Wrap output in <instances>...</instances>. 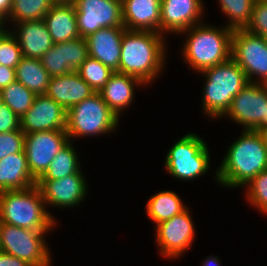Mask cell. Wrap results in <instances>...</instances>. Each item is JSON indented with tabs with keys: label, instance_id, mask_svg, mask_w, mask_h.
I'll use <instances>...</instances> for the list:
<instances>
[{
	"label": "cell",
	"instance_id": "cell-12",
	"mask_svg": "<svg viewBox=\"0 0 267 266\" xmlns=\"http://www.w3.org/2000/svg\"><path fill=\"white\" fill-rule=\"evenodd\" d=\"M66 130H50L25 134L24 152L31 175L38 180L51 161L69 142Z\"/></svg>",
	"mask_w": 267,
	"mask_h": 266
},
{
	"label": "cell",
	"instance_id": "cell-23",
	"mask_svg": "<svg viewBox=\"0 0 267 266\" xmlns=\"http://www.w3.org/2000/svg\"><path fill=\"white\" fill-rule=\"evenodd\" d=\"M138 85L144 87L146 84L135 76L115 71L98 93L119 118L134 101V88Z\"/></svg>",
	"mask_w": 267,
	"mask_h": 266
},
{
	"label": "cell",
	"instance_id": "cell-36",
	"mask_svg": "<svg viewBox=\"0 0 267 266\" xmlns=\"http://www.w3.org/2000/svg\"><path fill=\"white\" fill-rule=\"evenodd\" d=\"M20 129V118L4 103H0V133Z\"/></svg>",
	"mask_w": 267,
	"mask_h": 266
},
{
	"label": "cell",
	"instance_id": "cell-19",
	"mask_svg": "<svg viewBox=\"0 0 267 266\" xmlns=\"http://www.w3.org/2000/svg\"><path fill=\"white\" fill-rule=\"evenodd\" d=\"M127 30L161 33V0H121Z\"/></svg>",
	"mask_w": 267,
	"mask_h": 266
},
{
	"label": "cell",
	"instance_id": "cell-32",
	"mask_svg": "<svg viewBox=\"0 0 267 266\" xmlns=\"http://www.w3.org/2000/svg\"><path fill=\"white\" fill-rule=\"evenodd\" d=\"M245 187L247 202L267 214V170L260 172Z\"/></svg>",
	"mask_w": 267,
	"mask_h": 266
},
{
	"label": "cell",
	"instance_id": "cell-15",
	"mask_svg": "<svg viewBox=\"0 0 267 266\" xmlns=\"http://www.w3.org/2000/svg\"><path fill=\"white\" fill-rule=\"evenodd\" d=\"M36 185L48 207L60 208L79 205L85 199L88 187L82 170L57 180H37Z\"/></svg>",
	"mask_w": 267,
	"mask_h": 266
},
{
	"label": "cell",
	"instance_id": "cell-11",
	"mask_svg": "<svg viewBox=\"0 0 267 266\" xmlns=\"http://www.w3.org/2000/svg\"><path fill=\"white\" fill-rule=\"evenodd\" d=\"M80 37L104 27H124L121 0H72Z\"/></svg>",
	"mask_w": 267,
	"mask_h": 266
},
{
	"label": "cell",
	"instance_id": "cell-29",
	"mask_svg": "<svg viewBox=\"0 0 267 266\" xmlns=\"http://www.w3.org/2000/svg\"><path fill=\"white\" fill-rule=\"evenodd\" d=\"M36 96L18 81L10 83L1 90L2 103L6 104L19 118L30 109Z\"/></svg>",
	"mask_w": 267,
	"mask_h": 266
},
{
	"label": "cell",
	"instance_id": "cell-13",
	"mask_svg": "<svg viewBox=\"0 0 267 266\" xmlns=\"http://www.w3.org/2000/svg\"><path fill=\"white\" fill-rule=\"evenodd\" d=\"M187 208L171 219L157 224L156 242L163 257L175 259L182 256L194 243L195 228Z\"/></svg>",
	"mask_w": 267,
	"mask_h": 266
},
{
	"label": "cell",
	"instance_id": "cell-30",
	"mask_svg": "<svg viewBox=\"0 0 267 266\" xmlns=\"http://www.w3.org/2000/svg\"><path fill=\"white\" fill-rule=\"evenodd\" d=\"M222 12L229 18L226 26L232 30L245 29L250 22L255 0H218Z\"/></svg>",
	"mask_w": 267,
	"mask_h": 266
},
{
	"label": "cell",
	"instance_id": "cell-28",
	"mask_svg": "<svg viewBox=\"0 0 267 266\" xmlns=\"http://www.w3.org/2000/svg\"><path fill=\"white\" fill-rule=\"evenodd\" d=\"M54 3V0H12L9 17L4 23L42 20Z\"/></svg>",
	"mask_w": 267,
	"mask_h": 266
},
{
	"label": "cell",
	"instance_id": "cell-3",
	"mask_svg": "<svg viewBox=\"0 0 267 266\" xmlns=\"http://www.w3.org/2000/svg\"><path fill=\"white\" fill-rule=\"evenodd\" d=\"M233 32L226 25L219 29L204 22L183 31L188 36L182 48L184 62L200 73L228 61Z\"/></svg>",
	"mask_w": 267,
	"mask_h": 266
},
{
	"label": "cell",
	"instance_id": "cell-34",
	"mask_svg": "<svg viewBox=\"0 0 267 266\" xmlns=\"http://www.w3.org/2000/svg\"><path fill=\"white\" fill-rule=\"evenodd\" d=\"M247 31L267 37V0H255Z\"/></svg>",
	"mask_w": 267,
	"mask_h": 266
},
{
	"label": "cell",
	"instance_id": "cell-20",
	"mask_svg": "<svg viewBox=\"0 0 267 266\" xmlns=\"http://www.w3.org/2000/svg\"><path fill=\"white\" fill-rule=\"evenodd\" d=\"M94 93L96 92L80 77L79 73L73 71L51 77L45 94L68 111L72 106L91 97Z\"/></svg>",
	"mask_w": 267,
	"mask_h": 266
},
{
	"label": "cell",
	"instance_id": "cell-4",
	"mask_svg": "<svg viewBox=\"0 0 267 266\" xmlns=\"http://www.w3.org/2000/svg\"><path fill=\"white\" fill-rule=\"evenodd\" d=\"M39 187L0 192V221L31 230H52L57 224Z\"/></svg>",
	"mask_w": 267,
	"mask_h": 266
},
{
	"label": "cell",
	"instance_id": "cell-18",
	"mask_svg": "<svg viewBox=\"0 0 267 266\" xmlns=\"http://www.w3.org/2000/svg\"><path fill=\"white\" fill-rule=\"evenodd\" d=\"M125 30V27H104L88 35L85 39L89 56L119 72L121 43Z\"/></svg>",
	"mask_w": 267,
	"mask_h": 266
},
{
	"label": "cell",
	"instance_id": "cell-2",
	"mask_svg": "<svg viewBox=\"0 0 267 266\" xmlns=\"http://www.w3.org/2000/svg\"><path fill=\"white\" fill-rule=\"evenodd\" d=\"M165 36L153 31L125 30L121 43L119 72L152 83L165 66Z\"/></svg>",
	"mask_w": 267,
	"mask_h": 266
},
{
	"label": "cell",
	"instance_id": "cell-22",
	"mask_svg": "<svg viewBox=\"0 0 267 266\" xmlns=\"http://www.w3.org/2000/svg\"><path fill=\"white\" fill-rule=\"evenodd\" d=\"M54 44L80 37L72 1L55 2L43 18Z\"/></svg>",
	"mask_w": 267,
	"mask_h": 266
},
{
	"label": "cell",
	"instance_id": "cell-1",
	"mask_svg": "<svg viewBox=\"0 0 267 266\" xmlns=\"http://www.w3.org/2000/svg\"><path fill=\"white\" fill-rule=\"evenodd\" d=\"M264 170H267V149L261 133L242 130L240 137L228 147L214 177L226 188H241Z\"/></svg>",
	"mask_w": 267,
	"mask_h": 266
},
{
	"label": "cell",
	"instance_id": "cell-27",
	"mask_svg": "<svg viewBox=\"0 0 267 266\" xmlns=\"http://www.w3.org/2000/svg\"><path fill=\"white\" fill-rule=\"evenodd\" d=\"M73 142L69 141L65 147L60 150L51 161L49 168L38 180H57L67 175L78 173L80 163L77 157V151L73 147Z\"/></svg>",
	"mask_w": 267,
	"mask_h": 266
},
{
	"label": "cell",
	"instance_id": "cell-41",
	"mask_svg": "<svg viewBox=\"0 0 267 266\" xmlns=\"http://www.w3.org/2000/svg\"><path fill=\"white\" fill-rule=\"evenodd\" d=\"M4 24V21H0V41L10 31L8 29H4V27H6Z\"/></svg>",
	"mask_w": 267,
	"mask_h": 266
},
{
	"label": "cell",
	"instance_id": "cell-44",
	"mask_svg": "<svg viewBox=\"0 0 267 266\" xmlns=\"http://www.w3.org/2000/svg\"><path fill=\"white\" fill-rule=\"evenodd\" d=\"M2 102V98H1V90H0V103Z\"/></svg>",
	"mask_w": 267,
	"mask_h": 266
},
{
	"label": "cell",
	"instance_id": "cell-6",
	"mask_svg": "<svg viewBox=\"0 0 267 266\" xmlns=\"http://www.w3.org/2000/svg\"><path fill=\"white\" fill-rule=\"evenodd\" d=\"M119 118L96 92L67 111L66 132L75 137L98 136L115 131Z\"/></svg>",
	"mask_w": 267,
	"mask_h": 266
},
{
	"label": "cell",
	"instance_id": "cell-14",
	"mask_svg": "<svg viewBox=\"0 0 267 266\" xmlns=\"http://www.w3.org/2000/svg\"><path fill=\"white\" fill-rule=\"evenodd\" d=\"M67 111L46 94L37 95L30 109L20 118V129L33 132L66 130Z\"/></svg>",
	"mask_w": 267,
	"mask_h": 266
},
{
	"label": "cell",
	"instance_id": "cell-10",
	"mask_svg": "<svg viewBox=\"0 0 267 266\" xmlns=\"http://www.w3.org/2000/svg\"><path fill=\"white\" fill-rule=\"evenodd\" d=\"M243 130L261 131L267 127V84L248 83L233 99L224 115Z\"/></svg>",
	"mask_w": 267,
	"mask_h": 266
},
{
	"label": "cell",
	"instance_id": "cell-31",
	"mask_svg": "<svg viewBox=\"0 0 267 266\" xmlns=\"http://www.w3.org/2000/svg\"><path fill=\"white\" fill-rule=\"evenodd\" d=\"M77 72L95 92H99L115 71L89 56Z\"/></svg>",
	"mask_w": 267,
	"mask_h": 266
},
{
	"label": "cell",
	"instance_id": "cell-17",
	"mask_svg": "<svg viewBox=\"0 0 267 266\" xmlns=\"http://www.w3.org/2000/svg\"><path fill=\"white\" fill-rule=\"evenodd\" d=\"M203 5V0H161V34L179 35L202 23Z\"/></svg>",
	"mask_w": 267,
	"mask_h": 266
},
{
	"label": "cell",
	"instance_id": "cell-16",
	"mask_svg": "<svg viewBox=\"0 0 267 266\" xmlns=\"http://www.w3.org/2000/svg\"><path fill=\"white\" fill-rule=\"evenodd\" d=\"M89 57L85 38L79 37L54 44L41 58V64L51 77L77 71Z\"/></svg>",
	"mask_w": 267,
	"mask_h": 266
},
{
	"label": "cell",
	"instance_id": "cell-24",
	"mask_svg": "<svg viewBox=\"0 0 267 266\" xmlns=\"http://www.w3.org/2000/svg\"><path fill=\"white\" fill-rule=\"evenodd\" d=\"M36 182L29 171L24 151L0 160V192L24 190L34 186Z\"/></svg>",
	"mask_w": 267,
	"mask_h": 266
},
{
	"label": "cell",
	"instance_id": "cell-43",
	"mask_svg": "<svg viewBox=\"0 0 267 266\" xmlns=\"http://www.w3.org/2000/svg\"><path fill=\"white\" fill-rule=\"evenodd\" d=\"M55 2H60V1H72V0H54Z\"/></svg>",
	"mask_w": 267,
	"mask_h": 266
},
{
	"label": "cell",
	"instance_id": "cell-7",
	"mask_svg": "<svg viewBox=\"0 0 267 266\" xmlns=\"http://www.w3.org/2000/svg\"><path fill=\"white\" fill-rule=\"evenodd\" d=\"M206 142L194 133L185 134L168 150L165 169L175 179L193 181L210 169Z\"/></svg>",
	"mask_w": 267,
	"mask_h": 266
},
{
	"label": "cell",
	"instance_id": "cell-42",
	"mask_svg": "<svg viewBox=\"0 0 267 266\" xmlns=\"http://www.w3.org/2000/svg\"><path fill=\"white\" fill-rule=\"evenodd\" d=\"M263 137L264 143H265V147L267 149V127L262 129L261 131H259Z\"/></svg>",
	"mask_w": 267,
	"mask_h": 266
},
{
	"label": "cell",
	"instance_id": "cell-37",
	"mask_svg": "<svg viewBox=\"0 0 267 266\" xmlns=\"http://www.w3.org/2000/svg\"><path fill=\"white\" fill-rule=\"evenodd\" d=\"M14 81H16L15 69L0 65V90Z\"/></svg>",
	"mask_w": 267,
	"mask_h": 266
},
{
	"label": "cell",
	"instance_id": "cell-40",
	"mask_svg": "<svg viewBox=\"0 0 267 266\" xmlns=\"http://www.w3.org/2000/svg\"><path fill=\"white\" fill-rule=\"evenodd\" d=\"M220 259L215 256H208L204 260L202 266H220Z\"/></svg>",
	"mask_w": 267,
	"mask_h": 266
},
{
	"label": "cell",
	"instance_id": "cell-9",
	"mask_svg": "<svg viewBox=\"0 0 267 266\" xmlns=\"http://www.w3.org/2000/svg\"><path fill=\"white\" fill-rule=\"evenodd\" d=\"M231 58L242 68L250 83L267 84V44L264 37L246 29L234 30Z\"/></svg>",
	"mask_w": 267,
	"mask_h": 266
},
{
	"label": "cell",
	"instance_id": "cell-35",
	"mask_svg": "<svg viewBox=\"0 0 267 266\" xmlns=\"http://www.w3.org/2000/svg\"><path fill=\"white\" fill-rule=\"evenodd\" d=\"M25 133L21 130L0 133V160L24 151Z\"/></svg>",
	"mask_w": 267,
	"mask_h": 266
},
{
	"label": "cell",
	"instance_id": "cell-25",
	"mask_svg": "<svg viewBox=\"0 0 267 266\" xmlns=\"http://www.w3.org/2000/svg\"><path fill=\"white\" fill-rule=\"evenodd\" d=\"M146 212L155 226L171 219L187 209L182 199L174 191H159L146 203Z\"/></svg>",
	"mask_w": 267,
	"mask_h": 266
},
{
	"label": "cell",
	"instance_id": "cell-33",
	"mask_svg": "<svg viewBox=\"0 0 267 266\" xmlns=\"http://www.w3.org/2000/svg\"><path fill=\"white\" fill-rule=\"evenodd\" d=\"M22 57L19 43L9 31L0 41V65L15 69Z\"/></svg>",
	"mask_w": 267,
	"mask_h": 266
},
{
	"label": "cell",
	"instance_id": "cell-38",
	"mask_svg": "<svg viewBox=\"0 0 267 266\" xmlns=\"http://www.w3.org/2000/svg\"><path fill=\"white\" fill-rule=\"evenodd\" d=\"M0 266H31L26 261L0 250Z\"/></svg>",
	"mask_w": 267,
	"mask_h": 266
},
{
	"label": "cell",
	"instance_id": "cell-8",
	"mask_svg": "<svg viewBox=\"0 0 267 266\" xmlns=\"http://www.w3.org/2000/svg\"><path fill=\"white\" fill-rule=\"evenodd\" d=\"M48 231L50 230H31L2 223L0 250L26 261L31 266H50L51 251L45 241V233H49Z\"/></svg>",
	"mask_w": 267,
	"mask_h": 266
},
{
	"label": "cell",
	"instance_id": "cell-5",
	"mask_svg": "<svg viewBox=\"0 0 267 266\" xmlns=\"http://www.w3.org/2000/svg\"><path fill=\"white\" fill-rule=\"evenodd\" d=\"M200 73L205 76L202 110L214 119L226 114L232 99L249 83L245 72L232 58Z\"/></svg>",
	"mask_w": 267,
	"mask_h": 266
},
{
	"label": "cell",
	"instance_id": "cell-26",
	"mask_svg": "<svg viewBox=\"0 0 267 266\" xmlns=\"http://www.w3.org/2000/svg\"><path fill=\"white\" fill-rule=\"evenodd\" d=\"M16 81L22 83L36 95L45 94L51 76L41 64L40 59L22 57L15 68Z\"/></svg>",
	"mask_w": 267,
	"mask_h": 266
},
{
	"label": "cell",
	"instance_id": "cell-39",
	"mask_svg": "<svg viewBox=\"0 0 267 266\" xmlns=\"http://www.w3.org/2000/svg\"><path fill=\"white\" fill-rule=\"evenodd\" d=\"M12 7V0H0V21H6Z\"/></svg>",
	"mask_w": 267,
	"mask_h": 266
},
{
	"label": "cell",
	"instance_id": "cell-21",
	"mask_svg": "<svg viewBox=\"0 0 267 266\" xmlns=\"http://www.w3.org/2000/svg\"><path fill=\"white\" fill-rule=\"evenodd\" d=\"M13 25L16 30L11 29L10 33L18 41L24 57L40 59L54 45L43 19L21 21Z\"/></svg>",
	"mask_w": 267,
	"mask_h": 266
}]
</instances>
